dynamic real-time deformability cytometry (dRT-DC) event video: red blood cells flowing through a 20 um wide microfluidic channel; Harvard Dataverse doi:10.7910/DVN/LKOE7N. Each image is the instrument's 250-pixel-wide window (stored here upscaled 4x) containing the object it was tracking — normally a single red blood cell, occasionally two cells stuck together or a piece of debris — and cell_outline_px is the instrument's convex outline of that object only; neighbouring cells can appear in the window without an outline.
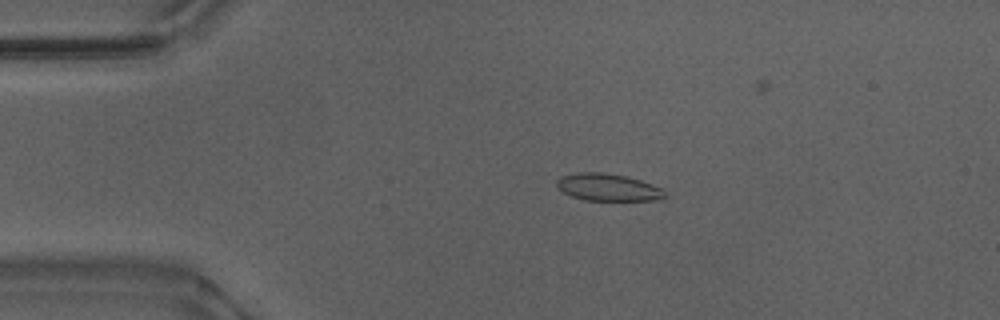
{"species": "Egyptian fruit bat (a non-hibernating species)", "species_latin": "Rousettus aegyptiacus", "temperature_condition": "warm", "stored_images_in_passage": 54, "camera_frame_rate_fps": 3000, "um_per_image_px": 0.085, "animal": {"sex": "male"}, "frame": {"image": 1, "passage_image": 11, "time_ms": 3.333, "image_size_px": [1000, 320], "cell_outline_px": [[668, 196], [656, 200], [584, 200], [572, 196], [564, 192], [556, 184], [556, 180], [560, 176], [576, 172], [600, 172], [628, 176], [652, 184], [660, 188]], "centroid_in_image_um": [51.67, 15.91], "position_along_channel_um": 33.3, "area_um2": 17.11}}
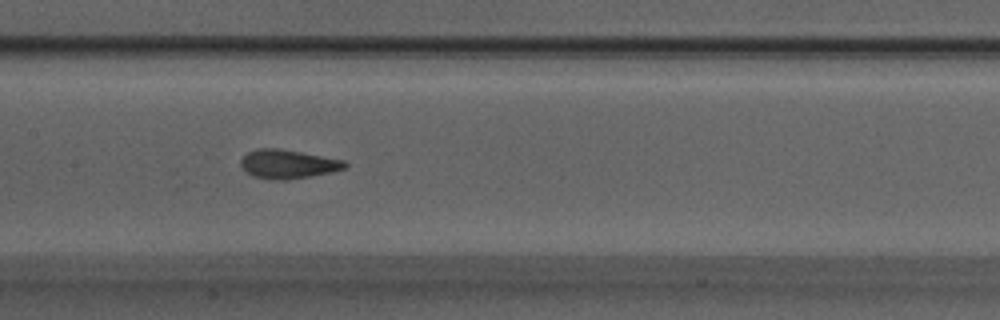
{"frame": {"image": 2, "passage_image": 26, "time_ms": 8.333, "image_size_px": [1000, 320], "cell_outline_px": [[348, 164], [344, 168], [332, 172], [284, 180], [276, 180], [252, 176], [240, 164], [240, 160], [248, 152], [256, 148], [280, 148], [344, 160]], "centroid_in_image_um": [24.46, 13.93], "position_along_channel_um": 182.9, "area_um2": 17.34}}
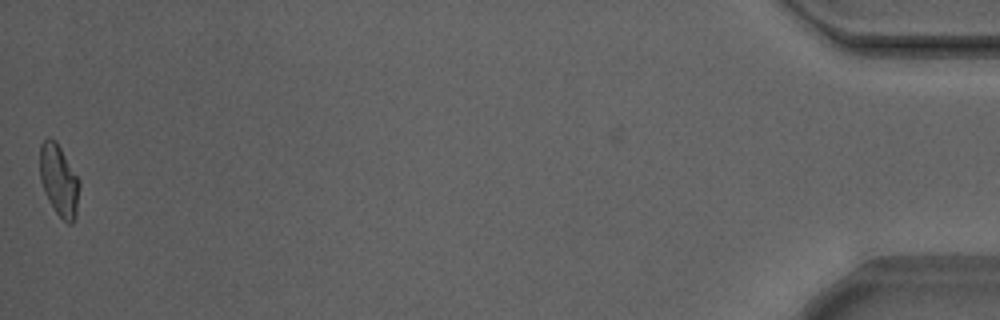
{"frame": {"image": 3, "passage_image": 53, "time_ms": 17.333, "image_size_px": [1000, 320], "cell_outline_px": [[80, 184], [76, 216], [72, 224], [68, 224], [56, 212], [48, 200], [44, 192], [40, 180], [40, 144], [48, 136], [56, 140], [80, 180]], "centroid_in_image_um": [5.01, 15.31], "position_along_channel_um": 430.2, "area_um2": 16.65}}